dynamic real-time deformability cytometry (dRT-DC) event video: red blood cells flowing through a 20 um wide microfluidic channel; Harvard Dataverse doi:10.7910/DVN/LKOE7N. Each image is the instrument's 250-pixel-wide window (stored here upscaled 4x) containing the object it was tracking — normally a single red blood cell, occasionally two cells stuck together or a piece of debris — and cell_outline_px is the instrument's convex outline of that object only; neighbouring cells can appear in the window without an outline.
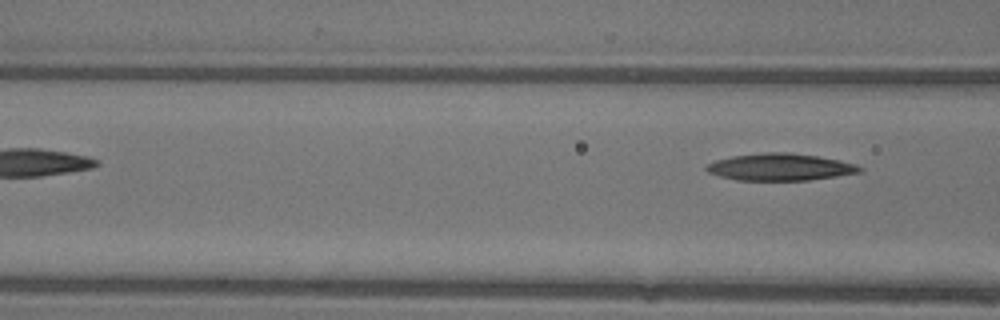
{"species": "common noctule bat (a hibernating species)", "species_latin": "Nyctalus noctula", "temperature_condition": "warm", "stored_images_in_passage": 5, "segment_of_instrument_passage": [2, 2], "camera_frame_rate_fps": 3000, "um_per_image_px": 0.085, "animal": {"sex": "female"}, "frame": {"image": 1, "passage_image": 5, "time_ms": 1.333, "image_size_px": [1000, 320], "cell_outline_px": [[864, 168], [860, 172], [836, 176], [808, 180], [736, 180], [720, 176], [708, 172], [704, 168], [708, 164], [716, 160], [732, 156], [764, 152], [788, 152], [816, 156], [840, 160], [856, 164]], "centroid_in_image_um": [66.31, 14.19], "position_along_channel_um": 100.3, "area_um2": 24.04}}